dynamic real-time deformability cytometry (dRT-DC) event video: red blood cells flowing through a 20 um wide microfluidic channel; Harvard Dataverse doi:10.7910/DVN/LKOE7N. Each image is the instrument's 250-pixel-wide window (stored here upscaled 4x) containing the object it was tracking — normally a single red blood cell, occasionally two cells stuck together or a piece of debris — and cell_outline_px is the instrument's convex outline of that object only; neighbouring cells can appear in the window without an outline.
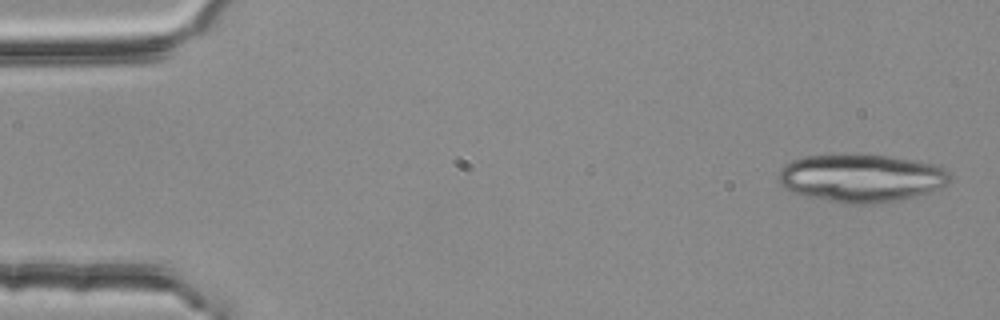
{"species": "common noctule bat (a hibernating species)", "species_latin": "Nyctalus noctula", "temperature_condition": "room temperature", "stored_images_in_passage": 21, "camera_frame_rate_fps": 3000, "um_per_image_px": 0.085, "animal": {"sex": "female", "body_mass_g": 25.1}, "frame": {"image": 1, "passage_image": 1, "time_ms": 0.0, "image_size_px": [1000, 320], "cell_outline_px": [[952, 180], [940, 188], [904, 200], [876, 204], [852, 204], [808, 196], [792, 192], [784, 188], [780, 184], [780, 168], [784, 164], [792, 160], [804, 156], [892, 156], [932, 164], [944, 168], [952, 176]], "centroid_in_image_um": [73.25, 15.16], "position_along_channel_um": 11.8, "area_um2": 47.4}}